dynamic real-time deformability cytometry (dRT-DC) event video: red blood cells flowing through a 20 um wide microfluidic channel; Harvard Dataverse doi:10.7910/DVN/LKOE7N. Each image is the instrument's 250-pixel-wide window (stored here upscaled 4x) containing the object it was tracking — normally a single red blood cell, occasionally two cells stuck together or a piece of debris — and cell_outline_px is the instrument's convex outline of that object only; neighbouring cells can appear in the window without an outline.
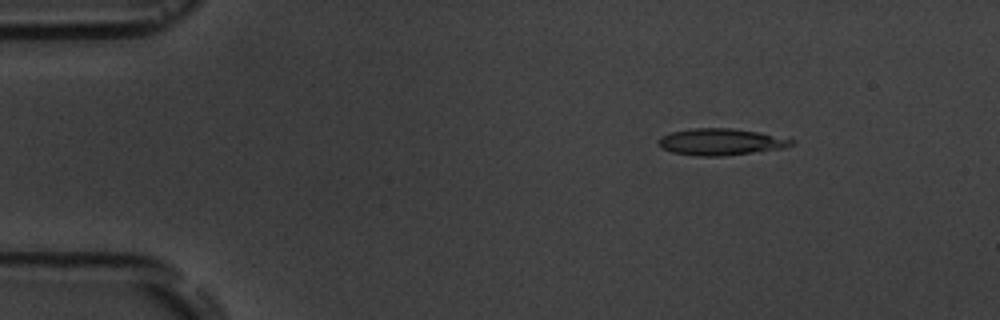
{"species": "common noctule bat (a hibernating species)", "species_latin": "Nyctalus noctula", "temperature_condition": "room temperature", "stored_images_in_passage": 4, "camera_frame_rate_fps": 3000, "um_per_image_px": 0.085, "animal": {"sex": "male", "body_mass_g": 19.5, "forearm_length_mm": 54.6}, "frame": {"image": 1, "passage_image": 1, "time_ms": 0.0, "image_size_px": [1000, 320], "cell_outline_px": [[796, 144], [784, 148], [724, 156], [696, 156], [672, 152], [664, 148], [656, 140], [660, 136], [672, 132], [692, 128], [732, 128], [760, 132], [796, 140]], "centroid_in_image_um": [61.3, 12.05], "position_along_channel_um": 23.7, "area_um2": 20.75}}